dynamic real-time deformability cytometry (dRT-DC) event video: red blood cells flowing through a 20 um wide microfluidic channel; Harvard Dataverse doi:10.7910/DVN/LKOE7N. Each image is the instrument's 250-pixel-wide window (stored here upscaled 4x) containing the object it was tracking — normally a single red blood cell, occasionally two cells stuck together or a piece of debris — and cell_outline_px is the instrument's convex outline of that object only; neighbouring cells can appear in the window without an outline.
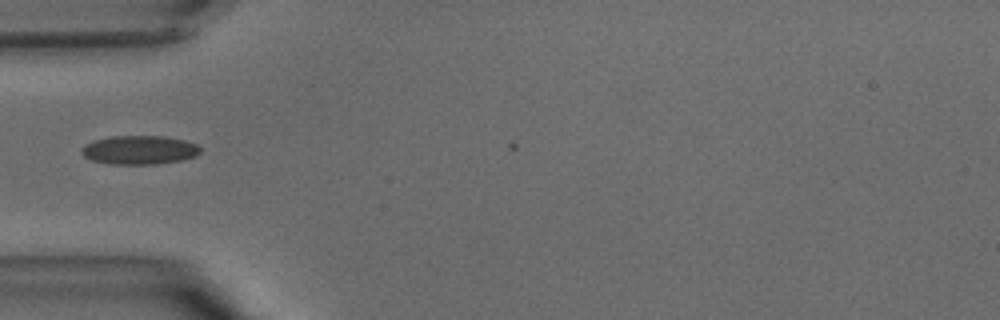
{"species": "common noctule bat (a hibernating species)", "species_latin": "Nyctalus noctula", "temperature_condition": "warm", "stored_images_in_passage": 3, "camera_frame_rate_fps": 3000, "um_per_image_px": 0.085, "animal": {"sex": "male", "body_mass_g": 15.6}, "frame": {"image": 1, "passage_image": 1, "time_ms": 0.0, "image_size_px": [1000, 320], "cell_outline_px": [[200, 152], [196, 156], [180, 160], [156, 164], [112, 164], [92, 160], [84, 156], [80, 152], [80, 148], [84, 144], [96, 140], [112, 136], [164, 136], [184, 140], [196, 144], [200, 148]], "centroid_in_image_um": [11.83, 12.74], "position_along_channel_um": 73.2, "area_um2": 19.88}}